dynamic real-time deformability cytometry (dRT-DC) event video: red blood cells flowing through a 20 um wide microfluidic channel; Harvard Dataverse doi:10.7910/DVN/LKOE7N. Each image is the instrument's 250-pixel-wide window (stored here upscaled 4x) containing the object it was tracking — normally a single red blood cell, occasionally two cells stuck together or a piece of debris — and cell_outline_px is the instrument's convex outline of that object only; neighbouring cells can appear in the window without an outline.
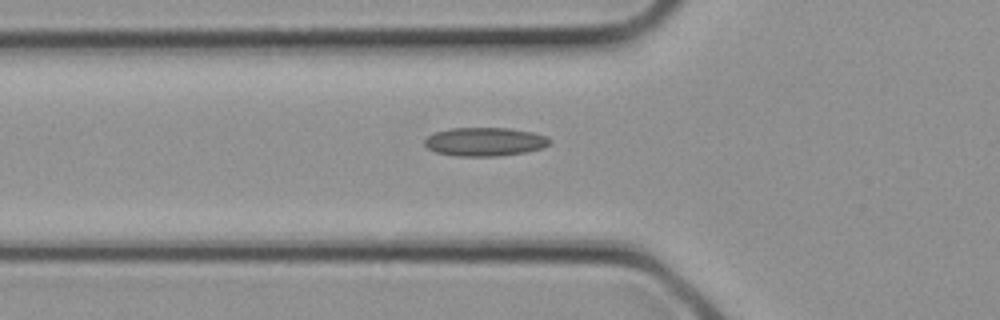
{"species": "common noctule bat (a hibernating species)", "species_latin": "Nyctalus noctula", "temperature_condition": "cold", "stored_images_in_passage": 3, "camera_frame_rate_fps": 3000, "um_per_image_px": 0.085, "animal": {"sex": "female", "body_mass_g": 21.9}, "frame": {"image": 1, "passage_image": 3, "time_ms": 0.667, "image_size_px": [1000, 320], "cell_outline_px": [[552, 140], [544, 148], [524, 152], [496, 156], [456, 156], [436, 152], [428, 148], [424, 144], [424, 140], [428, 136], [436, 132], [452, 128], [508, 128], [532, 132], [544, 136]], "centroid_in_image_um": [41.2, 12.05], "position_along_channel_um": 84.6, "area_um2": 20.69}}